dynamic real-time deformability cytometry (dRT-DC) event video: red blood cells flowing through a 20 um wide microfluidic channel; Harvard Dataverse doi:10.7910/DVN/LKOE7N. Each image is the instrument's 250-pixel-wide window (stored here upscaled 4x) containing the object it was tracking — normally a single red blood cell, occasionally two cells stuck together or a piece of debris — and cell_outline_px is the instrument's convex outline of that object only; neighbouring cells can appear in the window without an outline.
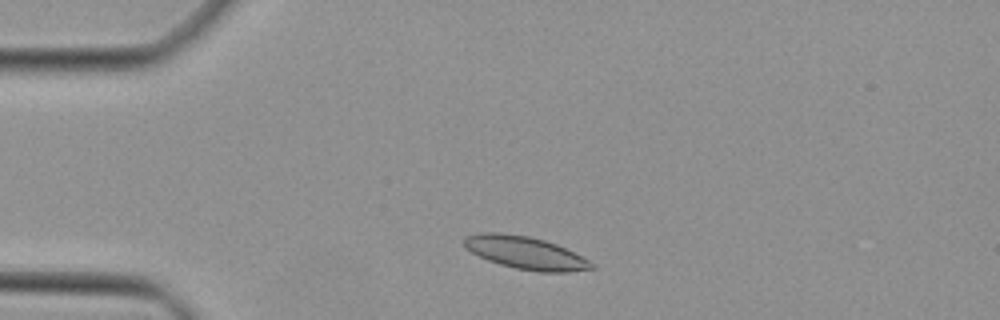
{"species": "Egyptian fruit bat (a non-hibernating species)", "species_latin": "Rousettus aegyptiacus", "temperature_condition": "cold", "stored_images_in_passage": 37, "camera_frame_rate_fps": 3000, "um_per_image_px": 0.085, "animal": {"sex": "female"}, "frame": {"image": 1, "passage_image": 1, "time_ms": 0.0, "image_size_px": [1000, 320], "cell_outline_px": [[596, 268], [568, 272], [540, 272], [516, 268], [500, 264], [488, 260], [464, 248], [464, 236], [480, 232], [500, 232], [528, 236], [544, 240], [556, 244], [596, 264]], "centroid_in_image_um": [44.64, 21.48], "position_along_channel_um": 40.4, "area_um2": 24.16}}
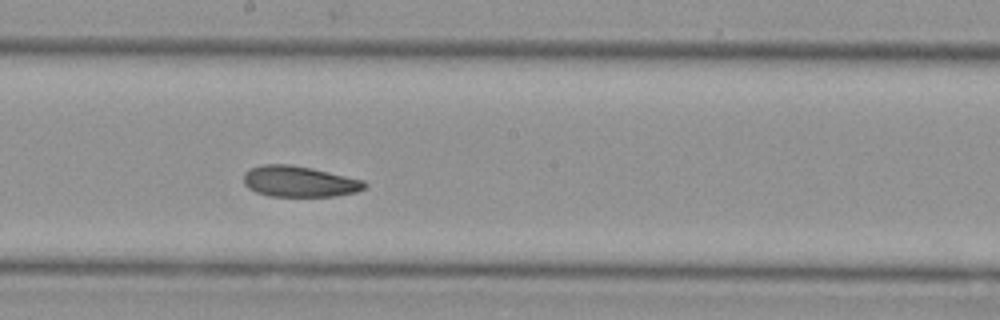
{"frame": {"image": 2, "passage_image": 16, "time_ms": 5.0, "image_size_px": [1000, 320], "cell_outline_px": [[368, 184], [364, 188], [356, 192], [336, 196], [268, 196], [256, 192], [248, 188], [244, 184], [244, 172], [252, 168], [264, 164], [288, 164], [312, 168], [364, 180]], "centroid_in_image_um": [25.44, 15.43], "position_along_channel_um": 222.8, "area_um2": 21.79}}
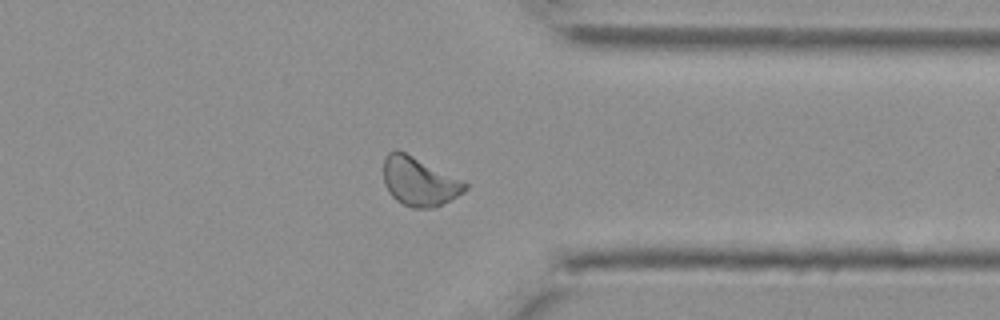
{"frame": {"image": 3, "passage_image": 27, "time_ms": 8.667, "image_size_px": [1000, 320], "cell_outline_px": [[468, 188], [464, 192], [432, 208], [412, 208], [396, 200], [388, 192], [384, 184], [384, 160], [388, 152], [396, 148], [464, 180], [468, 184]], "centroid_in_image_um": [35.62, 15.41], "position_along_channel_um": 375.8, "area_um2": 23.12}}